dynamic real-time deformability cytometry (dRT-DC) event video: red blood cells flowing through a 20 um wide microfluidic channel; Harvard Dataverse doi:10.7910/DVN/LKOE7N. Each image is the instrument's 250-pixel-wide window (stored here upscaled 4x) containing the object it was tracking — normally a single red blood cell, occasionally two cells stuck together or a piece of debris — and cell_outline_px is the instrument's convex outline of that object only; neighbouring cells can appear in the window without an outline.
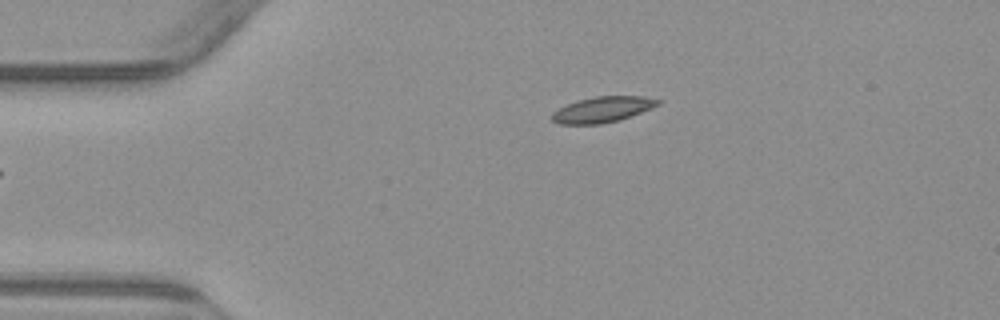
{"species": "common noctule bat (a hibernating species)", "species_latin": "Nyctalus noctula", "temperature_condition": "warm", "stored_images_in_passage": 44, "camera_frame_rate_fps": 3000, "um_per_image_px": 0.085, "animal": {"sex": "male", "body_mass_g": 23.1, "forearm_length_mm": 52.7}, "frame": {"image": 1, "passage_image": 1, "time_ms": 0.0, "image_size_px": [1000, 320], "cell_outline_px": [[660, 104], [652, 108], [620, 120], [600, 124], [560, 124], [552, 120], [548, 116], [552, 112], [568, 104], [580, 100], [596, 96], [644, 96], [660, 100]], "centroid_in_image_um": [51.21, 9.31], "position_along_channel_um": 33.8, "area_um2": 15.84}}
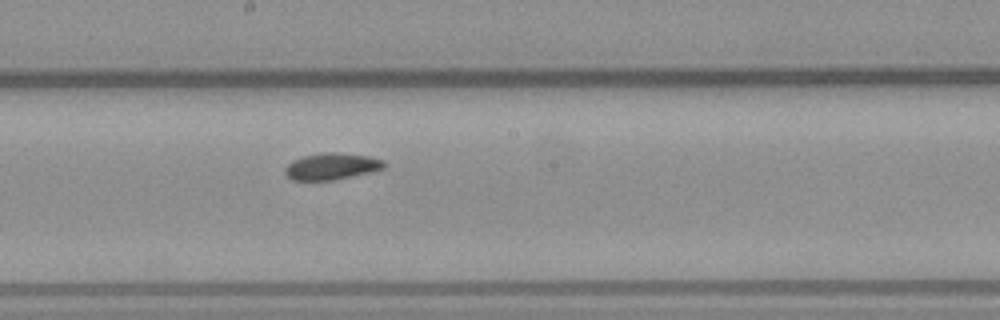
{"frame": {"image": 2, "passage_image": 19, "time_ms": 6.0, "image_size_px": [1000, 320], "cell_outline_px": [[388, 164], [384, 168], [372, 172], [332, 180], [292, 180], [284, 172], [284, 168], [292, 160], [304, 156], [324, 152], [336, 152], [368, 156], [384, 160]], "centroid_in_image_um": [28.21, 14.13], "position_along_channel_um": 220.0, "area_um2": 15.43}}
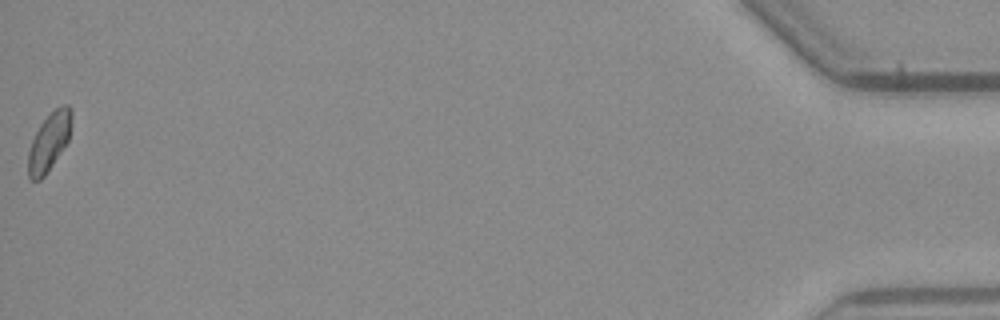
{"frame": {"image": 3, "passage_image": 44, "time_ms": 14.333, "image_size_px": [1000, 320], "cell_outline_px": [[72, 120], [68, 140], [44, 176], [40, 180], [32, 180], [28, 176], [28, 152], [32, 140], [40, 124], [60, 104], [68, 104], [72, 108]], "centroid_in_image_um": [4.18, 12.01], "position_along_channel_um": 431.0, "area_um2": 14.45}, "authors_computed_cell_mechanics": {"area_um2": 15.3459, "velocity_mm_per_s": 3.8223, "shape_relaxation_time_tau1_ms": null, "shape_relaxation_time_tau2_ms": 4.4933, "deformation_change_tau1": null, "deformation_change_tau2": 0.0798}}